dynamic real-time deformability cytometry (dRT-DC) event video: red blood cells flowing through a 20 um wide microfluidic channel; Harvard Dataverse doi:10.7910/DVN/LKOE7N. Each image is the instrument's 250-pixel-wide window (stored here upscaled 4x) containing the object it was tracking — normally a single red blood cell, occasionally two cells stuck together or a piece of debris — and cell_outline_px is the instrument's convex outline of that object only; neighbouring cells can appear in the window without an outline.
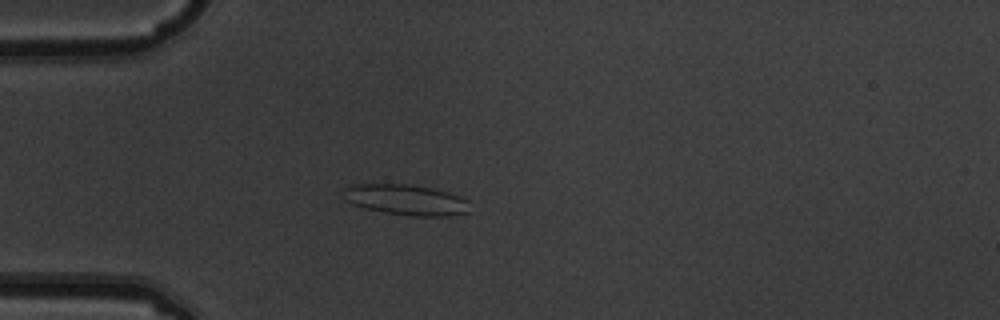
{"species": "common noctule bat (a hibernating species)", "species_latin": "Nyctalus noctula", "temperature_condition": "warm", "stored_images_in_passage": 4, "camera_frame_rate_fps": 3000, "um_per_image_px": 0.085, "animal": {"sex": "male", "body_mass_g": 19.5, "forearm_length_mm": 54.6}, "frame": {"image": 1, "passage_image": 4, "time_ms": 1.0, "image_size_px": [1000, 320], "cell_outline_px": [[468, 212], [448, 216], [408, 216], [384, 212], [364, 208], [352, 204], [344, 200], [344, 188], [348, 184], [408, 184], [432, 188], [448, 192], [460, 196], [468, 200]], "centroid_in_image_um": [34.47, 16.98], "position_along_channel_um": 50.5, "area_um2": 22.72}}